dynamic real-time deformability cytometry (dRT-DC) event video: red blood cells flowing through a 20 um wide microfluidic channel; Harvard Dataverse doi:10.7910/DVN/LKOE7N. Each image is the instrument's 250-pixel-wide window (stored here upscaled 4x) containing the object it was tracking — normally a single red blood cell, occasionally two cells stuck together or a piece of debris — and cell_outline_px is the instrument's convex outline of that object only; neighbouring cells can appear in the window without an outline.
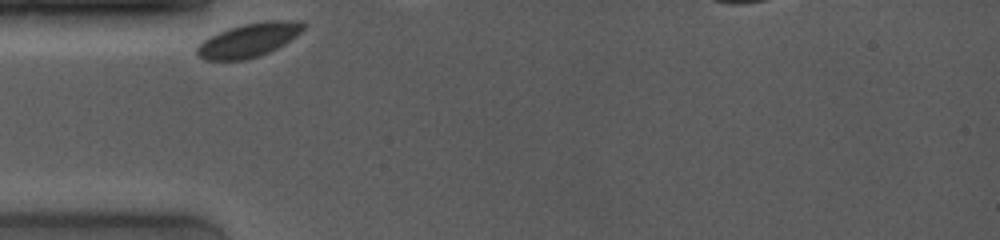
{"species": "common noctule bat (a hibernating species)", "species_latin": "Nyctalus noctula", "temperature_condition": "room temperature", "stored_images_in_passage": 9, "camera_frame_rate_fps": 4000, "um_per_image_px": 0.085, "animal": {"sex": "female", "body_mass_g": 19.0, "forearm_length_mm": 53.3}, "frame": {"image": 1, "passage_image": 1, "time_ms": 0.0, "image_size_px": [1000, 240], "cell_outline_px": [[308, 24], [296, 36], [284, 44], [268, 52], [244, 60], [204, 60], [196, 52], [196, 48], [208, 36], [228, 28], [244, 24], [264, 20], [300, 20]], "centroid_in_image_um": [21.17, 3.38], "position_along_channel_um": 63.8, "area_um2": 20.98}}
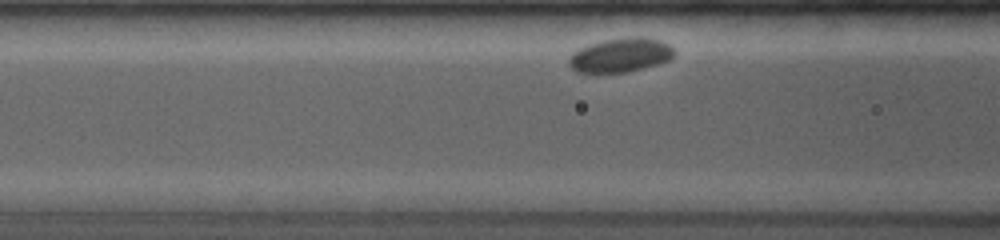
{"frame": {"image": 2, "passage_image": 7, "time_ms": 1.5, "image_size_px": [1000, 240], "cell_outline_px": [[676, 52], [672, 60], [644, 68], [628, 72], [576, 72], [568, 64], [568, 60], [572, 52], [588, 44], [604, 40], [636, 36], [660, 40], [672, 44]], "centroid_in_image_um": [52.8, 4.68], "position_along_channel_um": 113.8, "area_um2": 21.21}}